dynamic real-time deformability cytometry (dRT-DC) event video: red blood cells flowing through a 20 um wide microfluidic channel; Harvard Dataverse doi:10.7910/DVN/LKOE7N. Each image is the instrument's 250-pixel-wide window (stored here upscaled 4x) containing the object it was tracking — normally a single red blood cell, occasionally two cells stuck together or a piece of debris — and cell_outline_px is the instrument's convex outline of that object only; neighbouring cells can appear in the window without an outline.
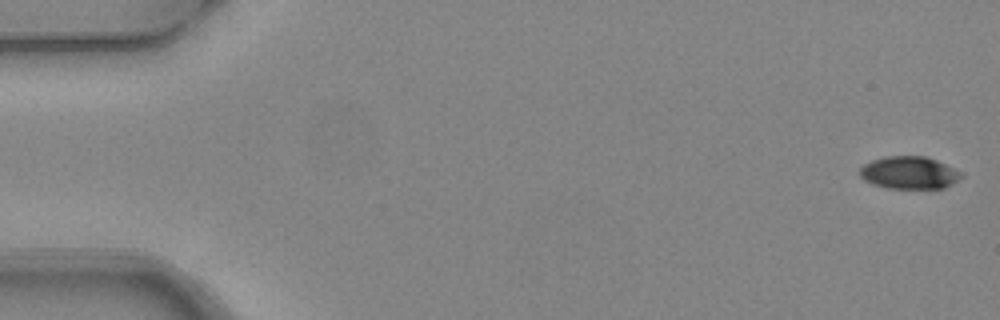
{"species": "common noctule bat (a hibernating species)", "species_latin": "Nyctalus noctula", "temperature_condition": "warm", "stored_images_in_passage": 6, "camera_frame_rate_fps": 3000, "um_per_image_px": 0.085, "animal": {"sex": "female", "body_mass_g": 24.6, "forearm_length_mm": 56.2}, "frame": {"image": 1, "passage_image": 1, "time_ms": 0.0, "image_size_px": [1000, 320], "cell_outline_px": [[964, 176], [952, 184], [944, 188], [888, 188], [872, 184], [864, 180], [860, 176], [860, 168], [864, 164], [872, 160], [884, 156], [924, 156], [936, 160], [964, 172]], "centroid_in_image_um": [77.31, 14.68], "position_along_channel_um": 7.7, "area_um2": 19.36}}
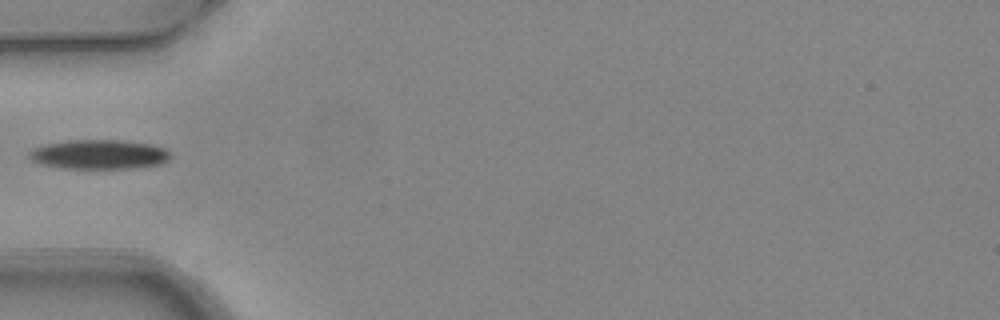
{"frame": {"image": 2, "passage_image": 5, "time_ms": 1.333, "image_size_px": [1000, 320], "cell_outline_px": [[172, 156], [168, 160], [160, 164], [136, 168], [60, 168], [40, 164], [32, 160], [28, 156], [28, 152], [32, 148], [48, 144], [68, 140], [120, 140], [152, 144], [164, 148], [172, 152]], "centroid_in_image_um": [8.44, 13.12], "position_along_channel_um": 76.6, "area_um2": 24.39}}
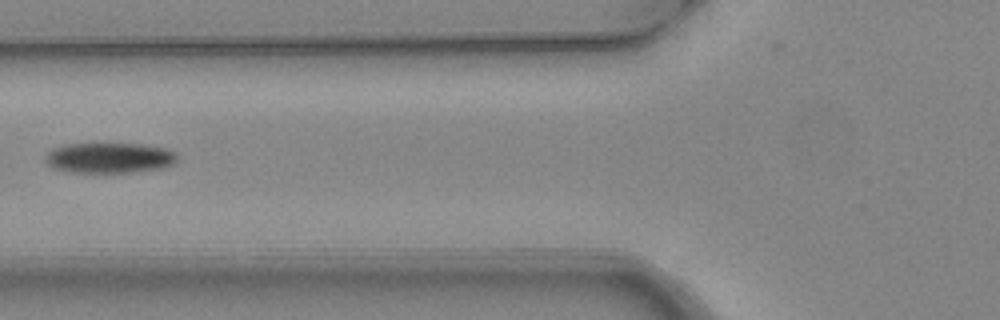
{"frame": {"image": 3, "passage_image": 6, "time_ms": 1.667, "image_size_px": [1000, 320], "cell_outline_px": [[176, 160], [172, 164], [160, 168], [132, 172], [72, 172], [56, 168], [48, 164], [44, 160], [44, 156], [52, 148], [64, 144], [100, 140], [108, 140], [140, 144], [164, 148], [176, 152]], "centroid_in_image_um": [9.24, 13.34], "position_along_channel_um": 116.6, "area_um2": 24.33}}